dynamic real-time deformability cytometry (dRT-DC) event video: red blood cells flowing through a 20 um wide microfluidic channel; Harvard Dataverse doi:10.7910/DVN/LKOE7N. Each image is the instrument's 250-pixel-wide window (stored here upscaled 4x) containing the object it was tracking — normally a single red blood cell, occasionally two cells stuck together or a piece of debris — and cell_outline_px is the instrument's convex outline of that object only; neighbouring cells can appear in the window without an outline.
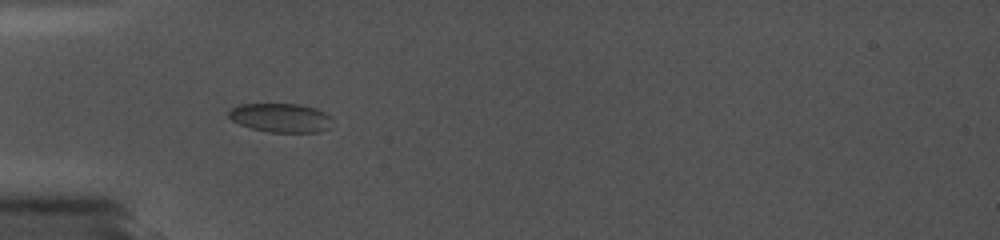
{"species": "common noctule bat (a hibernating species)", "species_latin": "Nyctalus noctula", "temperature_condition": "cold", "stored_images_in_passage": 25, "camera_frame_rate_fps": 5000, "um_per_image_px": 0.085, "animal": {"sex": "female", "body_mass_g": 19.0, "forearm_length_mm": 56.7}, "frame": {"image": 1, "passage_image": 1, "time_ms": 0.0, "image_size_px": [1000, 240], "cell_outline_px": [[332, 116], [328, 128], [320, 132], [268, 132], [252, 128], [240, 124], [232, 120], [228, 116], [228, 112], [232, 108], [240, 104], [296, 104], [316, 108]], "centroid_in_image_um": [23.86, 10.01], "position_along_channel_um": 61.1, "area_um2": 17.4}}
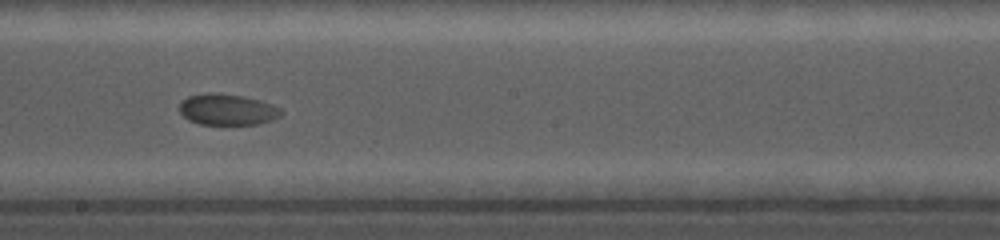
{"frame": {"image": 2, "passage_image": 13, "time_ms": 4.8, "image_size_px": [1000, 240], "cell_outline_px": [[284, 112], [280, 116], [272, 120], [256, 124], [200, 124], [188, 120], [180, 112], [180, 100], [188, 96], [208, 92], [216, 92], [244, 96], [260, 100], [272, 104], [280, 108]], "centroid_in_image_um": [19.32, 9.29], "position_along_channel_um": 228.9, "area_um2": 18.61}}
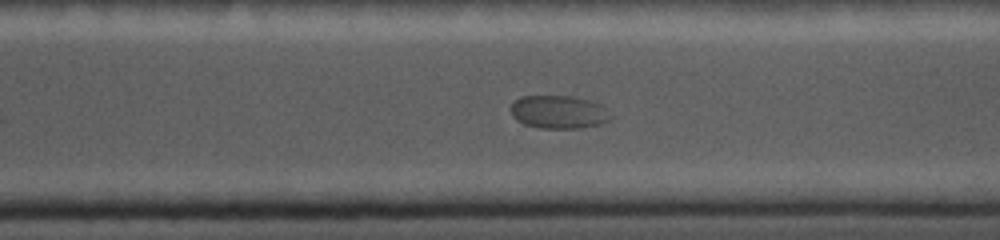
{"frame": {"image": 3, "passage_image": 21, "time_ms": 7.4, "image_size_px": [1000, 240], "cell_outline_px": [[612, 120], [600, 124], [580, 128], [540, 128], [524, 124], [516, 120], [512, 116], [508, 108], [520, 96], [572, 96], [604, 104], [608, 108], [612, 116]], "centroid_in_image_um": [47.52, 9.52], "position_along_channel_um": 323.1, "area_um2": 19.71}}